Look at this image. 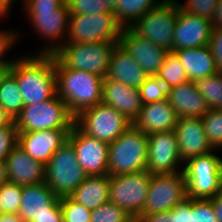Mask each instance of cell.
<instances>
[{"instance_id": "6da1fadb", "label": "cell", "mask_w": 222, "mask_h": 222, "mask_svg": "<svg viewBox=\"0 0 222 222\" xmlns=\"http://www.w3.org/2000/svg\"><path fill=\"white\" fill-rule=\"evenodd\" d=\"M13 57L9 72L16 78L24 106L39 104L57 94L53 54L31 52Z\"/></svg>"}, {"instance_id": "7a4b0ae2", "label": "cell", "mask_w": 222, "mask_h": 222, "mask_svg": "<svg viewBox=\"0 0 222 222\" xmlns=\"http://www.w3.org/2000/svg\"><path fill=\"white\" fill-rule=\"evenodd\" d=\"M57 95L76 117L102 102L103 78L95 73L69 69L55 57Z\"/></svg>"}, {"instance_id": "3957f363", "label": "cell", "mask_w": 222, "mask_h": 222, "mask_svg": "<svg viewBox=\"0 0 222 222\" xmlns=\"http://www.w3.org/2000/svg\"><path fill=\"white\" fill-rule=\"evenodd\" d=\"M148 135L133 124L109 144L108 175L116 176L146 170Z\"/></svg>"}, {"instance_id": "277c9868", "label": "cell", "mask_w": 222, "mask_h": 222, "mask_svg": "<svg viewBox=\"0 0 222 222\" xmlns=\"http://www.w3.org/2000/svg\"><path fill=\"white\" fill-rule=\"evenodd\" d=\"M214 151L188 159L183 173L186 195L191 199H211L222 187V157Z\"/></svg>"}, {"instance_id": "5b68a950", "label": "cell", "mask_w": 222, "mask_h": 222, "mask_svg": "<svg viewBox=\"0 0 222 222\" xmlns=\"http://www.w3.org/2000/svg\"><path fill=\"white\" fill-rule=\"evenodd\" d=\"M18 133L52 129H72L75 117L67 104L56 94L39 104L24 106L14 120Z\"/></svg>"}, {"instance_id": "8992f818", "label": "cell", "mask_w": 222, "mask_h": 222, "mask_svg": "<svg viewBox=\"0 0 222 222\" xmlns=\"http://www.w3.org/2000/svg\"><path fill=\"white\" fill-rule=\"evenodd\" d=\"M30 29L43 44L33 54H54L66 43L69 26V11L66 1L58 9H24ZM37 49L39 51H37Z\"/></svg>"}, {"instance_id": "52a82bcc", "label": "cell", "mask_w": 222, "mask_h": 222, "mask_svg": "<svg viewBox=\"0 0 222 222\" xmlns=\"http://www.w3.org/2000/svg\"><path fill=\"white\" fill-rule=\"evenodd\" d=\"M118 43H65L53 55L69 69L91 72L105 78L112 52Z\"/></svg>"}, {"instance_id": "ba28073f", "label": "cell", "mask_w": 222, "mask_h": 222, "mask_svg": "<svg viewBox=\"0 0 222 222\" xmlns=\"http://www.w3.org/2000/svg\"><path fill=\"white\" fill-rule=\"evenodd\" d=\"M87 176L77 162L75 148L69 140L45 165V183L58 197L70 196Z\"/></svg>"}, {"instance_id": "9c48e42d", "label": "cell", "mask_w": 222, "mask_h": 222, "mask_svg": "<svg viewBox=\"0 0 222 222\" xmlns=\"http://www.w3.org/2000/svg\"><path fill=\"white\" fill-rule=\"evenodd\" d=\"M122 30L113 10L89 15L70 14L66 43L119 41Z\"/></svg>"}, {"instance_id": "30bf717a", "label": "cell", "mask_w": 222, "mask_h": 222, "mask_svg": "<svg viewBox=\"0 0 222 222\" xmlns=\"http://www.w3.org/2000/svg\"><path fill=\"white\" fill-rule=\"evenodd\" d=\"M179 6L175 0H164L138 19L130 28L144 39L172 52L174 28Z\"/></svg>"}, {"instance_id": "8fae6325", "label": "cell", "mask_w": 222, "mask_h": 222, "mask_svg": "<svg viewBox=\"0 0 222 222\" xmlns=\"http://www.w3.org/2000/svg\"><path fill=\"white\" fill-rule=\"evenodd\" d=\"M75 125L86 135L110 144L132 123L115 108L101 102L77 115Z\"/></svg>"}, {"instance_id": "7c38bea8", "label": "cell", "mask_w": 222, "mask_h": 222, "mask_svg": "<svg viewBox=\"0 0 222 222\" xmlns=\"http://www.w3.org/2000/svg\"><path fill=\"white\" fill-rule=\"evenodd\" d=\"M151 173L147 170L110 176L109 202L124 209L133 219L143 212Z\"/></svg>"}, {"instance_id": "4fadbf2b", "label": "cell", "mask_w": 222, "mask_h": 222, "mask_svg": "<svg viewBox=\"0 0 222 222\" xmlns=\"http://www.w3.org/2000/svg\"><path fill=\"white\" fill-rule=\"evenodd\" d=\"M185 198L186 180L183 171L152 174L141 215L170 211Z\"/></svg>"}, {"instance_id": "5bb4252c", "label": "cell", "mask_w": 222, "mask_h": 222, "mask_svg": "<svg viewBox=\"0 0 222 222\" xmlns=\"http://www.w3.org/2000/svg\"><path fill=\"white\" fill-rule=\"evenodd\" d=\"M179 148L174 131L156 132L148 135L146 170L151 174L177 173L183 171Z\"/></svg>"}, {"instance_id": "9a60e30c", "label": "cell", "mask_w": 222, "mask_h": 222, "mask_svg": "<svg viewBox=\"0 0 222 222\" xmlns=\"http://www.w3.org/2000/svg\"><path fill=\"white\" fill-rule=\"evenodd\" d=\"M68 140L73 144L77 162L88 176L108 175L109 144L83 133L76 125Z\"/></svg>"}, {"instance_id": "2e32d148", "label": "cell", "mask_w": 222, "mask_h": 222, "mask_svg": "<svg viewBox=\"0 0 222 222\" xmlns=\"http://www.w3.org/2000/svg\"><path fill=\"white\" fill-rule=\"evenodd\" d=\"M212 30L211 20L179 9L173 34L172 52L208 45Z\"/></svg>"}, {"instance_id": "e0dca14e", "label": "cell", "mask_w": 222, "mask_h": 222, "mask_svg": "<svg viewBox=\"0 0 222 222\" xmlns=\"http://www.w3.org/2000/svg\"><path fill=\"white\" fill-rule=\"evenodd\" d=\"M119 43L148 76H155L159 73L169 52L150 40L140 37L131 28H123Z\"/></svg>"}, {"instance_id": "ac0fdd59", "label": "cell", "mask_w": 222, "mask_h": 222, "mask_svg": "<svg viewBox=\"0 0 222 222\" xmlns=\"http://www.w3.org/2000/svg\"><path fill=\"white\" fill-rule=\"evenodd\" d=\"M174 133L183 163L190 158L215 150L206 137L201 118H178Z\"/></svg>"}, {"instance_id": "d6986e66", "label": "cell", "mask_w": 222, "mask_h": 222, "mask_svg": "<svg viewBox=\"0 0 222 222\" xmlns=\"http://www.w3.org/2000/svg\"><path fill=\"white\" fill-rule=\"evenodd\" d=\"M71 129H52L18 133V146L32 159L46 165L51 156L68 140Z\"/></svg>"}, {"instance_id": "ffe728a7", "label": "cell", "mask_w": 222, "mask_h": 222, "mask_svg": "<svg viewBox=\"0 0 222 222\" xmlns=\"http://www.w3.org/2000/svg\"><path fill=\"white\" fill-rule=\"evenodd\" d=\"M60 205V197L45 182L22 186V199L18 211L23 222H34L43 215H52Z\"/></svg>"}, {"instance_id": "44dd1931", "label": "cell", "mask_w": 222, "mask_h": 222, "mask_svg": "<svg viewBox=\"0 0 222 222\" xmlns=\"http://www.w3.org/2000/svg\"><path fill=\"white\" fill-rule=\"evenodd\" d=\"M102 103L115 108L131 123L139 116L143 102L138 88L103 78Z\"/></svg>"}, {"instance_id": "7402d4cb", "label": "cell", "mask_w": 222, "mask_h": 222, "mask_svg": "<svg viewBox=\"0 0 222 222\" xmlns=\"http://www.w3.org/2000/svg\"><path fill=\"white\" fill-rule=\"evenodd\" d=\"M4 161L8 182L20 186L45 182V165L32 159L18 145Z\"/></svg>"}, {"instance_id": "603a6c76", "label": "cell", "mask_w": 222, "mask_h": 222, "mask_svg": "<svg viewBox=\"0 0 222 222\" xmlns=\"http://www.w3.org/2000/svg\"><path fill=\"white\" fill-rule=\"evenodd\" d=\"M178 117L168 99L154 103L143 104L139 116L133 121V125L150 135L156 132L174 131Z\"/></svg>"}, {"instance_id": "cb8c5ba5", "label": "cell", "mask_w": 222, "mask_h": 222, "mask_svg": "<svg viewBox=\"0 0 222 222\" xmlns=\"http://www.w3.org/2000/svg\"><path fill=\"white\" fill-rule=\"evenodd\" d=\"M106 78L139 89L148 75L125 48L118 43L112 52Z\"/></svg>"}, {"instance_id": "d4e9b609", "label": "cell", "mask_w": 222, "mask_h": 222, "mask_svg": "<svg viewBox=\"0 0 222 222\" xmlns=\"http://www.w3.org/2000/svg\"><path fill=\"white\" fill-rule=\"evenodd\" d=\"M167 99L178 118H201L209 110L205 98L190 80L173 87Z\"/></svg>"}, {"instance_id": "484cf974", "label": "cell", "mask_w": 222, "mask_h": 222, "mask_svg": "<svg viewBox=\"0 0 222 222\" xmlns=\"http://www.w3.org/2000/svg\"><path fill=\"white\" fill-rule=\"evenodd\" d=\"M192 82L218 73L216 62L208 45L174 51Z\"/></svg>"}, {"instance_id": "4316f807", "label": "cell", "mask_w": 222, "mask_h": 222, "mask_svg": "<svg viewBox=\"0 0 222 222\" xmlns=\"http://www.w3.org/2000/svg\"><path fill=\"white\" fill-rule=\"evenodd\" d=\"M110 176H87L70 197L89 210H95L109 202Z\"/></svg>"}, {"instance_id": "83f0119b", "label": "cell", "mask_w": 222, "mask_h": 222, "mask_svg": "<svg viewBox=\"0 0 222 222\" xmlns=\"http://www.w3.org/2000/svg\"><path fill=\"white\" fill-rule=\"evenodd\" d=\"M164 0H118L113 9L117 22L130 28L145 13L158 7Z\"/></svg>"}, {"instance_id": "f1b7e54d", "label": "cell", "mask_w": 222, "mask_h": 222, "mask_svg": "<svg viewBox=\"0 0 222 222\" xmlns=\"http://www.w3.org/2000/svg\"><path fill=\"white\" fill-rule=\"evenodd\" d=\"M0 106L15 120L24 107L16 78L8 72L0 85Z\"/></svg>"}, {"instance_id": "f546056e", "label": "cell", "mask_w": 222, "mask_h": 222, "mask_svg": "<svg viewBox=\"0 0 222 222\" xmlns=\"http://www.w3.org/2000/svg\"><path fill=\"white\" fill-rule=\"evenodd\" d=\"M194 83L209 109H222V73L204 77Z\"/></svg>"}, {"instance_id": "4dcf8cb0", "label": "cell", "mask_w": 222, "mask_h": 222, "mask_svg": "<svg viewBox=\"0 0 222 222\" xmlns=\"http://www.w3.org/2000/svg\"><path fill=\"white\" fill-rule=\"evenodd\" d=\"M171 89L172 87L157 75L148 76L139 88L143 104L166 99Z\"/></svg>"}, {"instance_id": "1f68e13d", "label": "cell", "mask_w": 222, "mask_h": 222, "mask_svg": "<svg viewBox=\"0 0 222 222\" xmlns=\"http://www.w3.org/2000/svg\"><path fill=\"white\" fill-rule=\"evenodd\" d=\"M157 76L164 79L172 88L189 80L184 66L174 52H168Z\"/></svg>"}, {"instance_id": "d6a6232c", "label": "cell", "mask_w": 222, "mask_h": 222, "mask_svg": "<svg viewBox=\"0 0 222 222\" xmlns=\"http://www.w3.org/2000/svg\"><path fill=\"white\" fill-rule=\"evenodd\" d=\"M204 131L214 149H222V109H209L202 117Z\"/></svg>"}, {"instance_id": "836d02e7", "label": "cell", "mask_w": 222, "mask_h": 222, "mask_svg": "<svg viewBox=\"0 0 222 222\" xmlns=\"http://www.w3.org/2000/svg\"><path fill=\"white\" fill-rule=\"evenodd\" d=\"M91 222H136V219L116 204L107 202L92 210Z\"/></svg>"}, {"instance_id": "e575fe53", "label": "cell", "mask_w": 222, "mask_h": 222, "mask_svg": "<svg viewBox=\"0 0 222 222\" xmlns=\"http://www.w3.org/2000/svg\"><path fill=\"white\" fill-rule=\"evenodd\" d=\"M22 199V186L10 182L0 186L1 215L18 214Z\"/></svg>"}, {"instance_id": "d590c367", "label": "cell", "mask_w": 222, "mask_h": 222, "mask_svg": "<svg viewBox=\"0 0 222 222\" xmlns=\"http://www.w3.org/2000/svg\"><path fill=\"white\" fill-rule=\"evenodd\" d=\"M63 222H91V210L74 201L70 196L60 197Z\"/></svg>"}, {"instance_id": "8d00e7d4", "label": "cell", "mask_w": 222, "mask_h": 222, "mask_svg": "<svg viewBox=\"0 0 222 222\" xmlns=\"http://www.w3.org/2000/svg\"><path fill=\"white\" fill-rule=\"evenodd\" d=\"M69 14L89 15L111 11L104 0H66Z\"/></svg>"}, {"instance_id": "74e56055", "label": "cell", "mask_w": 222, "mask_h": 222, "mask_svg": "<svg viewBox=\"0 0 222 222\" xmlns=\"http://www.w3.org/2000/svg\"><path fill=\"white\" fill-rule=\"evenodd\" d=\"M189 222H218L210 199H191Z\"/></svg>"}, {"instance_id": "f35d334b", "label": "cell", "mask_w": 222, "mask_h": 222, "mask_svg": "<svg viewBox=\"0 0 222 222\" xmlns=\"http://www.w3.org/2000/svg\"><path fill=\"white\" fill-rule=\"evenodd\" d=\"M179 9L198 15L209 20L212 19L218 0H175Z\"/></svg>"}, {"instance_id": "ab89813d", "label": "cell", "mask_w": 222, "mask_h": 222, "mask_svg": "<svg viewBox=\"0 0 222 222\" xmlns=\"http://www.w3.org/2000/svg\"><path fill=\"white\" fill-rule=\"evenodd\" d=\"M18 145V131L13 121L9 126L0 129V160H5Z\"/></svg>"}, {"instance_id": "60d3db41", "label": "cell", "mask_w": 222, "mask_h": 222, "mask_svg": "<svg viewBox=\"0 0 222 222\" xmlns=\"http://www.w3.org/2000/svg\"><path fill=\"white\" fill-rule=\"evenodd\" d=\"M22 37L23 33L18 29L15 31L14 29L0 28V63L3 61H11V58H6L7 53L10 52L11 48L14 49L18 42L20 43L19 40L22 41Z\"/></svg>"}, {"instance_id": "b9f144b4", "label": "cell", "mask_w": 222, "mask_h": 222, "mask_svg": "<svg viewBox=\"0 0 222 222\" xmlns=\"http://www.w3.org/2000/svg\"><path fill=\"white\" fill-rule=\"evenodd\" d=\"M208 46L214 56L218 73H222V30H212Z\"/></svg>"}, {"instance_id": "7bdbcfd3", "label": "cell", "mask_w": 222, "mask_h": 222, "mask_svg": "<svg viewBox=\"0 0 222 222\" xmlns=\"http://www.w3.org/2000/svg\"><path fill=\"white\" fill-rule=\"evenodd\" d=\"M66 0H21L23 9H58Z\"/></svg>"}, {"instance_id": "ee69618b", "label": "cell", "mask_w": 222, "mask_h": 222, "mask_svg": "<svg viewBox=\"0 0 222 222\" xmlns=\"http://www.w3.org/2000/svg\"><path fill=\"white\" fill-rule=\"evenodd\" d=\"M176 216V222H189V213H191V198H185L170 210Z\"/></svg>"}, {"instance_id": "f6af8a7d", "label": "cell", "mask_w": 222, "mask_h": 222, "mask_svg": "<svg viewBox=\"0 0 222 222\" xmlns=\"http://www.w3.org/2000/svg\"><path fill=\"white\" fill-rule=\"evenodd\" d=\"M136 222H176V216L171 211L156 212L149 215H140Z\"/></svg>"}, {"instance_id": "bcb514c9", "label": "cell", "mask_w": 222, "mask_h": 222, "mask_svg": "<svg viewBox=\"0 0 222 222\" xmlns=\"http://www.w3.org/2000/svg\"><path fill=\"white\" fill-rule=\"evenodd\" d=\"M18 1L21 3L20 0ZM16 2L17 0H0V23L1 20L4 21V19L8 18L10 12L13 11L12 8H15L13 5H15Z\"/></svg>"}, {"instance_id": "7dc6e473", "label": "cell", "mask_w": 222, "mask_h": 222, "mask_svg": "<svg viewBox=\"0 0 222 222\" xmlns=\"http://www.w3.org/2000/svg\"><path fill=\"white\" fill-rule=\"evenodd\" d=\"M213 29L222 30V0H218L211 19Z\"/></svg>"}, {"instance_id": "c3c4849f", "label": "cell", "mask_w": 222, "mask_h": 222, "mask_svg": "<svg viewBox=\"0 0 222 222\" xmlns=\"http://www.w3.org/2000/svg\"><path fill=\"white\" fill-rule=\"evenodd\" d=\"M34 222H63V215L61 206L59 205L53 212L52 215H43L37 218Z\"/></svg>"}, {"instance_id": "681fc988", "label": "cell", "mask_w": 222, "mask_h": 222, "mask_svg": "<svg viewBox=\"0 0 222 222\" xmlns=\"http://www.w3.org/2000/svg\"><path fill=\"white\" fill-rule=\"evenodd\" d=\"M213 203L218 222H222V187L218 194L210 199Z\"/></svg>"}, {"instance_id": "f907efd6", "label": "cell", "mask_w": 222, "mask_h": 222, "mask_svg": "<svg viewBox=\"0 0 222 222\" xmlns=\"http://www.w3.org/2000/svg\"><path fill=\"white\" fill-rule=\"evenodd\" d=\"M13 121L5 109L0 106V129L9 126Z\"/></svg>"}, {"instance_id": "816d5d0a", "label": "cell", "mask_w": 222, "mask_h": 222, "mask_svg": "<svg viewBox=\"0 0 222 222\" xmlns=\"http://www.w3.org/2000/svg\"><path fill=\"white\" fill-rule=\"evenodd\" d=\"M0 222H23L19 214L4 213L0 215Z\"/></svg>"}, {"instance_id": "f5cc1de1", "label": "cell", "mask_w": 222, "mask_h": 222, "mask_svg": "<svg viewBox=\"0 0 222 222\" xmlns=\"http://www.w3.org/2000/svg\"><path fill=\"white\" fill-rule=\"evenodd\" d=\"M8 182L7 169L4 160H0V186Z\"/></svg>"}, {"instance_id": "db71d44e", "label": "cell", "mask_w": 222, "mask_h": 222, "mask_svg": "<svg viewBox=\"0 0 222 222\" xmlns=\"http://www.w3.org/2000/svg\"><path fill=\"white\" fill-rule=\"evenodd\" d=\"M11 61H3L0 63V85L5 75L10 71Z\"/></svg>"}, {"instance_id": "11a10c76", "label": "cell", "mask_w": 222, "mask_h": 222, "mask_svg": "<svg viewBox=\"0 0 222 222\" xmlns=\"http://www.w3.org/2000/svg\"><path fill=\"white\" fill-rule=\"evenodd\" d=\"M104 2L108 5L111 10H113L117 5L118 0H104Z\"/></svg>"}]
</instances>
